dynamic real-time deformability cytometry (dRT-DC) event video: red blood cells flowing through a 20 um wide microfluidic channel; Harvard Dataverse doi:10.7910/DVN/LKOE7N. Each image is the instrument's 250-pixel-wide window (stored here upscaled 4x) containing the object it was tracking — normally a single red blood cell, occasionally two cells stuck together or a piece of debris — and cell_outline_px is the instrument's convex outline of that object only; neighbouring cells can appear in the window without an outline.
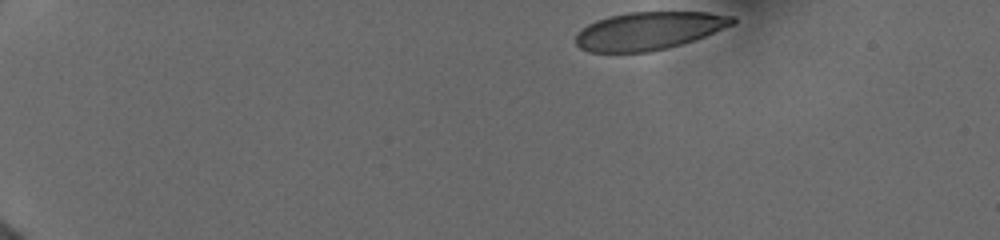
{"species": "human", "species_latin": "Homo sapiens", "temperature_condition": "cold", "stored_images_in_passage": 50, "camera_frame_rate_fps": 3000, "um_per_image_px": 0.085, "donor": {"sex": "female"}, "frame": {"image": 1, "passage_image": 1, "time_ms": 0.0, "image_size_px": [1000, 240], "cell_outline_px": [[736, 24], [696, 40], [668, 48], [648, 52], [588, 52], [580, 48], [576, 44], [576, 36], [588, 24], [596, 20], [628, 12], [708, 12], [732, 16], [736, 20]], "centroid_in_image_um": [55.21, 2.62], "position_along_channel_um": 29.8, "area_um2": 34.68}}
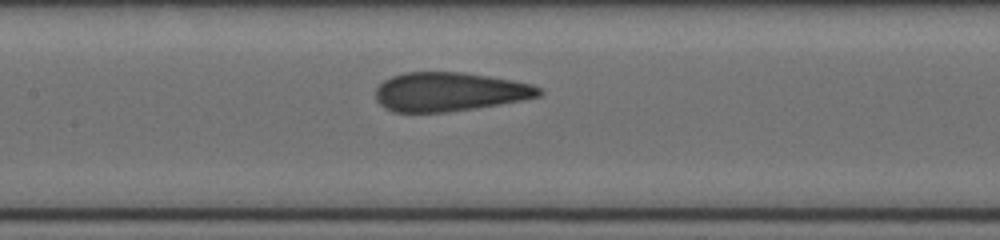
{"frame": {"image": 2, "passage_image": 27, "time_ms": 6.333, "image_size_px": [1000, 240], "cell_outline_px": [[544, 92], [540, 96], [524, 100], [476, 108], [448, 112], [392, 112], [384, 108], [376, 100], [376, 88], [384, 80], [392, 76], [404, 72], [464, 72], [512, 80], [532, 84], [540, 88]], "centroid_in_image_um": [38.21, 7.8], "position_along_channel_um": 169.2, "area_um2": 37.28}}
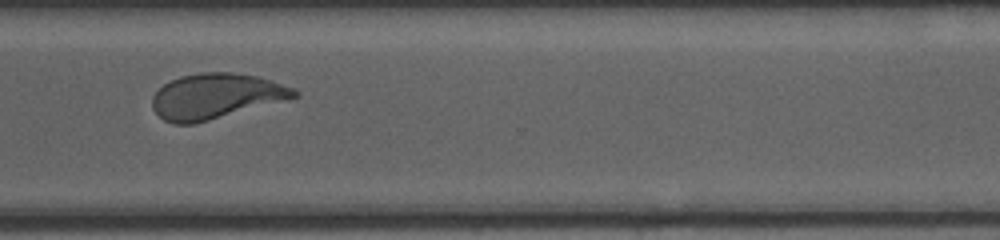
{"frame": {"image": 3, "passage_image": 49, "time_ms": 11.0, "image_size_px": [1000, 240], "cell_outline_px": [[300, 96], [196, 124], [172, 124], [164, 120], [152, 108], [152, 96], [164, 84], [180, 76], [200, 72], [232, 72], [256, 76], [292, 88], [300, 92]], "centroid_in_image_um": [18.32, 8.19], "position_along_channel_um": 352.3, "area_um2": 37.34}}